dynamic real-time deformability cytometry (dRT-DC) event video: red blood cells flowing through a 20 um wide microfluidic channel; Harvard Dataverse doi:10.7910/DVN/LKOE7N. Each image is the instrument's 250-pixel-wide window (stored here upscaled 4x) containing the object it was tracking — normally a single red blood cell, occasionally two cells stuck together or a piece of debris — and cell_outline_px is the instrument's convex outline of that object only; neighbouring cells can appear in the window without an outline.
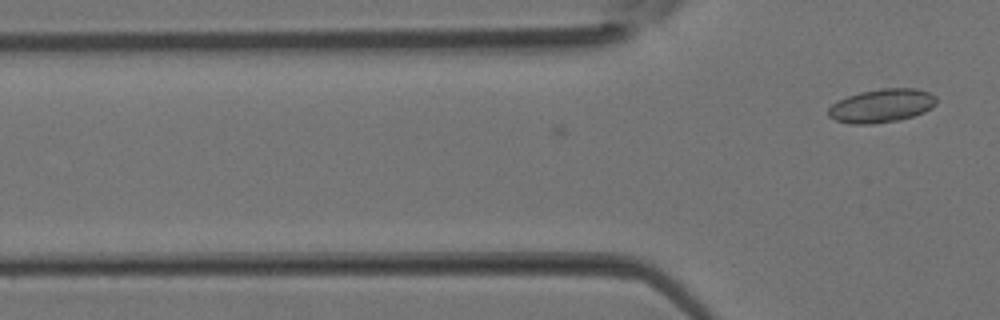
{"species": "Egyptian fruit bat (a non-hibernating species)", "species_latin": "Rousettus aegyptiacus", "temperature_condition": "room temperature", "stored_images_in_passage": 7, "camera_frame_rate_fps": 3000, "um_per_image_px": 0.085, "animal": {"sex": "female"}, "frame": {"image": 1, "passage_image": 7, "time_ms": 2.0, "image_size_px": [1000, 320], "cell_outline_px": [[936, 104], [932, 108], [924, 112], [900, 120], [872, 124], [852, 124], [836, 120], [828, 116], [828, 108], [832, 104], [848, 96], [860, 92], [884, 88], [916, 88], [928, 92], [936, 96]], "centroid_in_image_um": [74.95, 8.99], "position_along_channel_um": 50.8, "area_um2": 21.1}}